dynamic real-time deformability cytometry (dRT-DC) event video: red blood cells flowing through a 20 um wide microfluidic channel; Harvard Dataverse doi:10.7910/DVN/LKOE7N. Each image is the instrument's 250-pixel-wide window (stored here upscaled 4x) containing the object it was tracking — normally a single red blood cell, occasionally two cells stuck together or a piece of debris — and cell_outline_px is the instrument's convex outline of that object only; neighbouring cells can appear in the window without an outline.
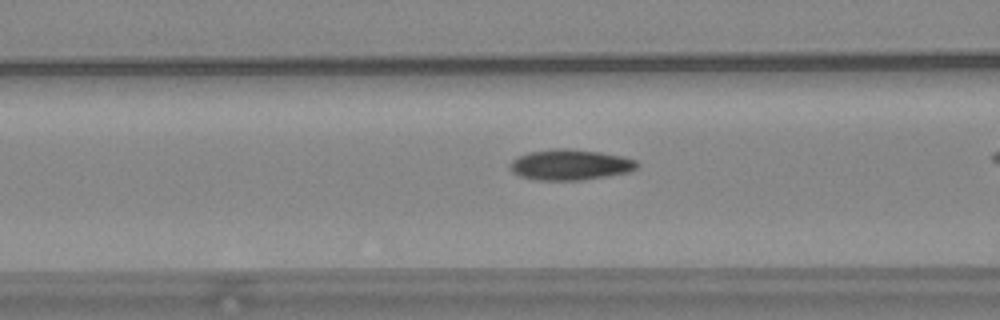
{"species": "common noctule bat (a hibernating species)", "species_latin": "Nyctalus noctula", "temperature_condition": "warm", "stored_images_in_passage": 36, "camera_frame_rate_fps": 3000, "um_per_image_px": 0.085, "animal": {"sex": "female", "body_mass_g": 24.6, "forearm_length_mm": 56.2}, "frame": {"image": 1, "passage_image": 12, "time_ms": 3.667, "image_size_px": [1000, 320], "cell_outline_px": [[640, 164], [636, 168], [628, 172], [580, 180], [536, 180], [520, 176], [512, 172], [508, 168], [508, 164], [516, 156], [528, 152], [556, 148], [568, 148], [600, 152], [620, 156], [636, 160]], "centroid_in_image_um": [48.4, 13.99], "position_along_channel_um": 118.2, "area_um2": 22.77}}
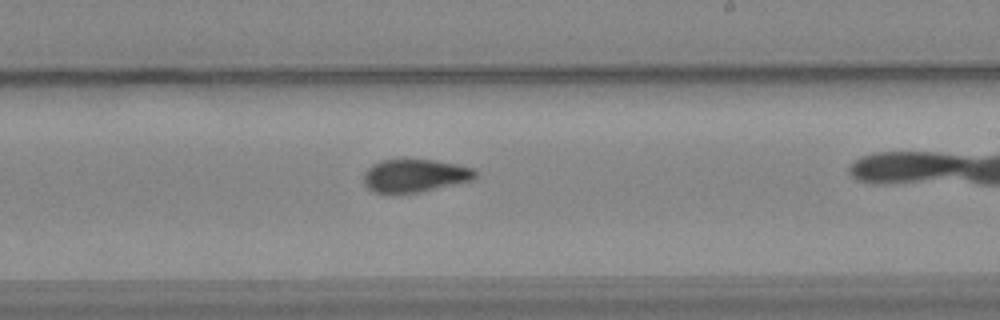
{"frame": {"image": 2, "passage_image": 23, "time_ms": 7.333, "image_size_px": [1000, 320], "cell_outline_px": [[476, 176], [472, 180], [420, 192], [396, 196], [372, 192], [364, 184], [364, 172], [372, 164], [380, 160], [432, 160], [456, 164], [476, 168]], "centroid_in_image_um": [35.21, 14.97], "position_along_channel_um": 253.8, "area_um2": 21.91}}
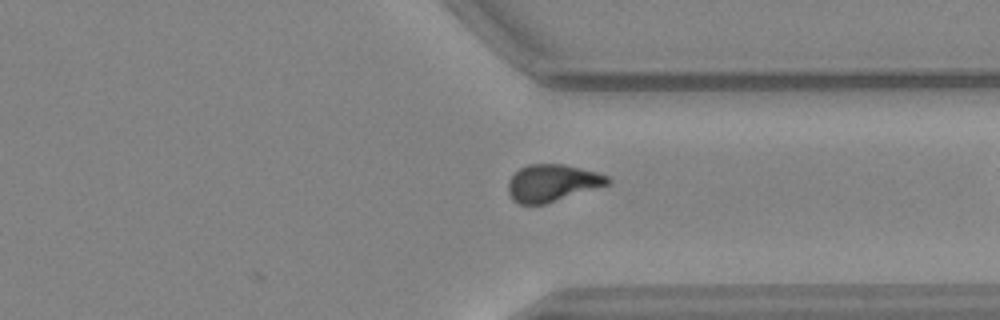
{"frame": {"image": 3, "passage_image": 32, "time_ms": 10.333, "image_size_px": [1000, 320], "cell_outline_px": [[612, 180], [608, 184], [544, 204], [520, 204], [512, 200], [508, 192], [508, 180], [520, 168], [528, 164], [564, 164], [596, 172], [608, 176]], "centroid_in_image_um": [46.91, 15.54], "position_along_channel_um": 364.5, "area_um2": 21.27}, "authors_computed_cell_mechanics": {"area_um2": 22.1085, "velocity_mm_per_s": 3.6979, "shape_relaxation_time_tau1_ms": 6.3181, "shape_relaxation_time_tau2_ms": 2.6436, "deformation_change_tau1": 0.1697, "deformation_change_tau2": 0.0831}}